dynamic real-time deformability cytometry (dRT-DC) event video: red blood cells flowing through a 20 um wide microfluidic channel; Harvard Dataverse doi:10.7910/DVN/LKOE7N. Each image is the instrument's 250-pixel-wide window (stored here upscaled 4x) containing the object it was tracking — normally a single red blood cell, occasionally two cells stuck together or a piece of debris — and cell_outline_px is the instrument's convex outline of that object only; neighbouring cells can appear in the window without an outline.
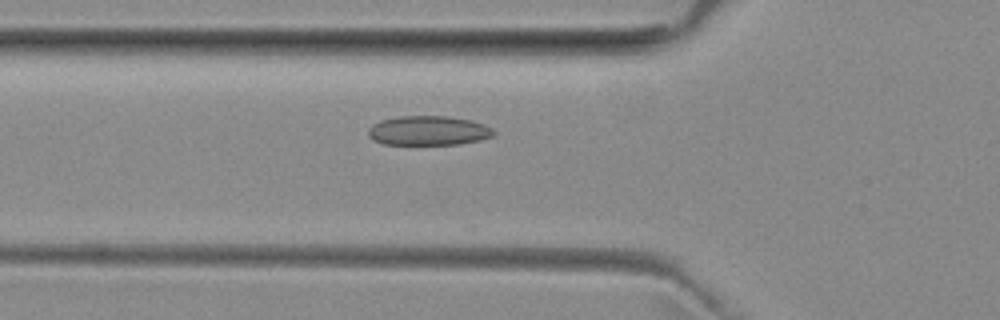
{"species": "common noctule bat (a hibernating species)", "species_latin": "Nyctalus noctula", "temperature_condition": "room temperature", "stored_images_in_passage": 9, "camera_frame_rate_fps": 3000, "um_per_image_px": 0.085, "animal": {"sex": "female", "body_mass_g": 29.2, "forearm_length_mm": 56.3}, "frame": {"image": 1, "passage_image": 4, "time_ms": 1.0, "image_size_px": [1000, 320], "cell_outline_px": [[496, 136], [480, 140], [460, 144], [384, 144], [372, 140], [368, 136], [368, 128], [372, 124], [380, 120], [400, 116], [448, 116], [472, 120], [484, 124], [492, 128], [496, 132]], "centroid_in_image_um": [36.43, 11.1], "position_along_channel_um": 89.4, "area_um2": 21.79}}
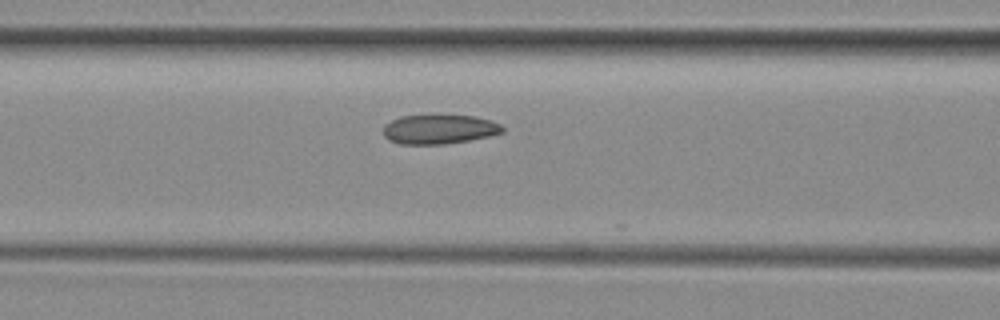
{"frame": {"image": 2, "passage_image": 7, "time_ms": 2.0, "image_size_px": [1000, 320], "cell_outline_px": [[504, 132], [488, 136], [468, 140], [444, 144], [400, 144], [388, 140], [384, 136], [384, 124], [400, 116], [440, 112], [476, 116], [492, 120], [500, 124], [504, 128]], "centroid_in_image_um": [37.33, 10.93], "position_along_channel_um": 129.3, "area_um2": 21.33}}